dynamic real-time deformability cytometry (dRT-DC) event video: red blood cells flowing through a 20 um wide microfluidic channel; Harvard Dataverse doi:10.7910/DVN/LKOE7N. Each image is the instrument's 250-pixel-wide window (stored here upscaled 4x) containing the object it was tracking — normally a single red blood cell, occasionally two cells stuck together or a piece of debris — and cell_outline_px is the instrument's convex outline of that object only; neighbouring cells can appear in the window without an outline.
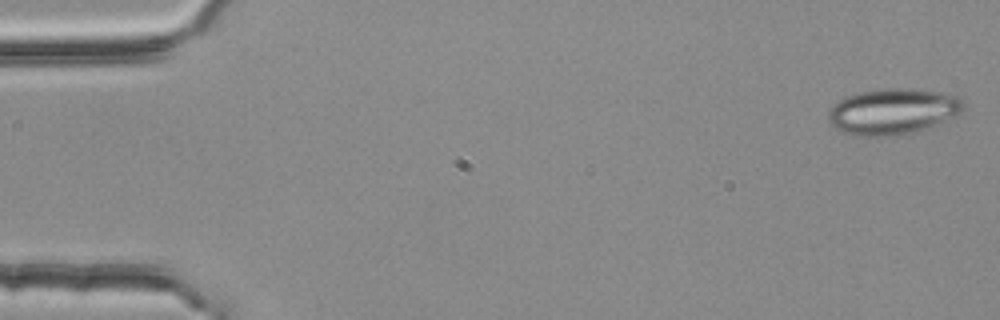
{"species": "common noctule bat (a hibernating species)", "species_latin": "Nyctalus noctula", "temperature_condition": "room temperature", "stored_images_in_passage": 3, "camera_frame_rate_fps": 3000, "um_per_image_px": 0.085, "animal": {"sex": "female", "body_mass_g": 25.1}, "frame": {"image": 1, "passage_image": 1, "time_ms": 0.0, "image_size_px": [1000, 320], "cell_outline_px": [[964, 108], [960, 116], [924, 128], [908, 132], [884, 136], [852, 136], [836, 128], [828, 120], [828, 108], [844, 96], [856, 92], [884, 88], [912, 88], [944, 92], [956, 96], [964, 100]], "centroid_in_image_um": [75.89, 9.44], "position_along_channel_um": 9.1, "area_um2": 36.53}}